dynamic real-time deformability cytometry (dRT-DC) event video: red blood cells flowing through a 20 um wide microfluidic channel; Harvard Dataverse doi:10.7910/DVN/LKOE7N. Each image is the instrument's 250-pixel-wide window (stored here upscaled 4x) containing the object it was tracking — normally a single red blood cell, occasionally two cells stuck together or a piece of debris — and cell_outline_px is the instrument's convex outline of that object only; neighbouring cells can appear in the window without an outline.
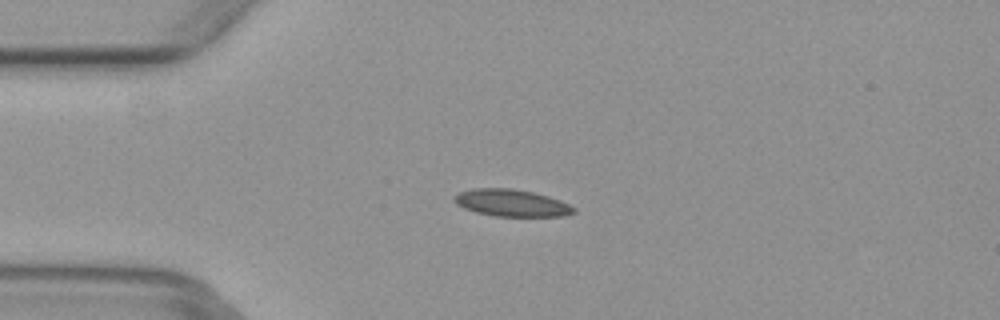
{"species": "common noctule bat (a hibernating species)", "species_latin": "Nyctalus noctula", "temperature_condition": "warm", "stored_images_in_passage": 5, "camera_frame_rate_fps": 3000, "um_per_image_px": 0.085, "animal": {"sex": "female", "body_mass_g": 29.2, "forearm_length_mm": 56.3}, "frame": {"image": 1, "passage_image": 4, "time_ms": 1.0, "image_size_px": [1000, 320], "cell_outline_px": [[576, 212], [564, 216], [492, 216], [476, 212], [464, 208], [456, 204], [452, 200], [452, 196], [460, 192], [472, 188], [512, 188], [532, 192], [548, 196], [560, 200], [576, 208]], "centroid_in_image_um": [43.45, 17.25], "position_along_channel_um": 41.5, "area_um2": 18.96}}